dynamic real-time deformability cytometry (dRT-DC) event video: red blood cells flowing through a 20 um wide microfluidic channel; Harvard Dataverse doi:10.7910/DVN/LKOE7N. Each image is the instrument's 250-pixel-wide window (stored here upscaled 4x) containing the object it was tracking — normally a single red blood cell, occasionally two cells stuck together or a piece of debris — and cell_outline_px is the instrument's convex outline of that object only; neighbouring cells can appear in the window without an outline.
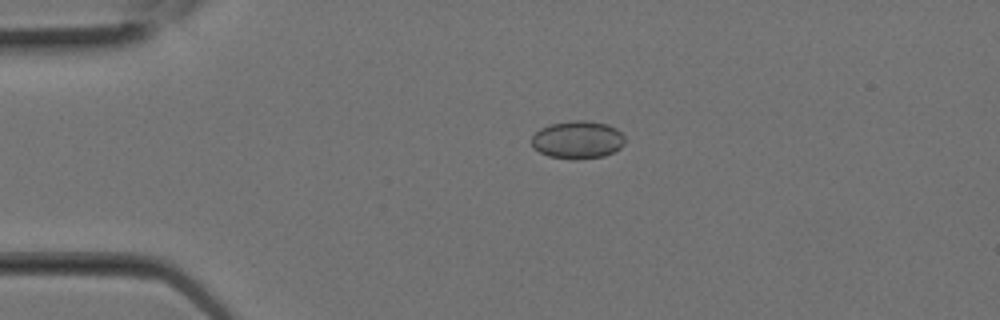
{"species": "Egyptian fruit bat (a non-hibernating species)", "species_latin": "Rousettus aegyptiacus", "temperature_condition": "room temperature", "stored_images_in_passage": 8, "camera_frame_rate_fps": 3000, "um_per_image_px": 0.085, "animal": {"sex": "female"}, "frame": {"image": 1, "passage_image": 6, "time_ms": 1.667, "image_size_px": [1000, 320], "cell_outline_px": [[624, 144], [620, 148], [604, 156], [576, 160], [572, 160], [548, 156], [532, 148], [532, 136], [540, 128], [548, 124], [572, 120], [584, 120], [608, 124], [616, 128], [624, 136]], "centroid_in_image_um": [49.08, 11.88], "position_along_channel_um": 35.9, "area_um2": 20.81}}